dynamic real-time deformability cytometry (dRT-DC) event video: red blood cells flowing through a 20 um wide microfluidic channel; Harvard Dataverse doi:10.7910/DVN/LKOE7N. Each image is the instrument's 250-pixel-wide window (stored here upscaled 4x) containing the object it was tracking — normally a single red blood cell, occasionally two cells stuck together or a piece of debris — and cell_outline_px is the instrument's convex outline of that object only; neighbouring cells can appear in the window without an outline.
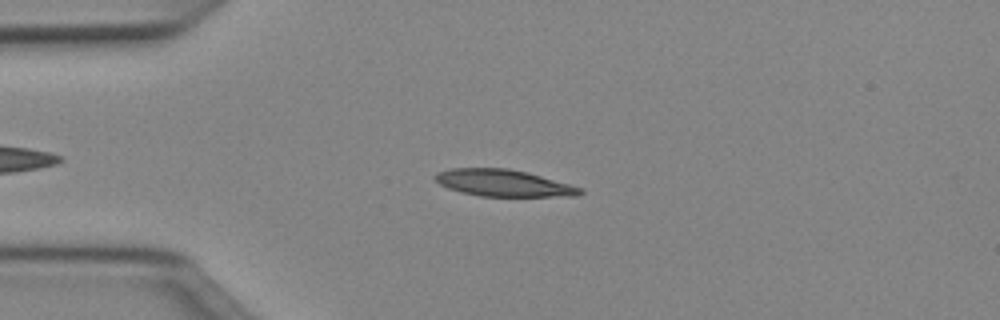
{"species": "Egyptian fruit bat (a non-hibernating species)", "species_latin": "Rousettus aegyptiacus", "temperature_condition": "cold", "stored_images_in_passage": 47, "camera_frame_rate_fps": 3000, "um_per_image_px": 0.085, "animal": {"sex": "female"}, "frame": {"image": 1, "passage_image": 9, "time_ms": 2.667, "image_size_px": [1000, 320], "cell_outline_px": [[584, 192], [580, 196], [480, 196], [460, 192], [448, 188], [440, 184], [436, 180], [436, 172], [452, 168], [508, 168], [528, 172], [584, 188]], "centroid_in_image_um": [42.84, 15.56], "position_along_channel_um": 42.2, "area_um2": 22.72}}
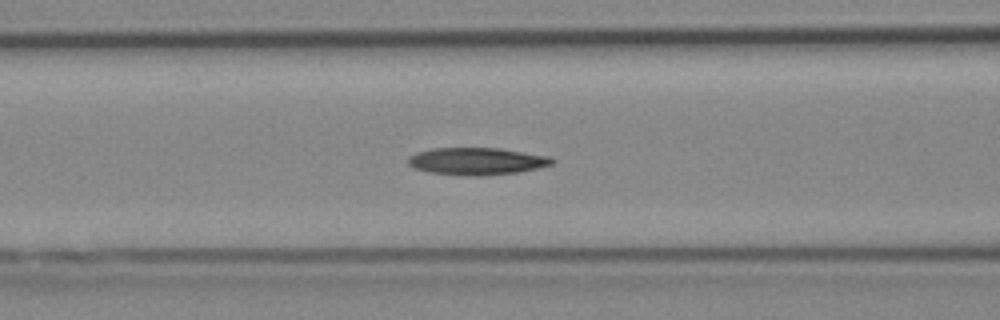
{"frame": {"image": 2, "passage_image": 17, "time_ms": 5.333, "image_size_px": [1000, 320], "cell_outline_px": [[556, 160], [552, 164], [520, 172], [484, 176], [472, 176], [428, 172], [412, 168], [408, 164], [408, 156], [416, 152], [432, 148], [500, 148], [552, 156]], "centroid_in_image_um": [40.53, 13.7], "position_along_channel_um": 126.1, "area_um2": 23.18}}
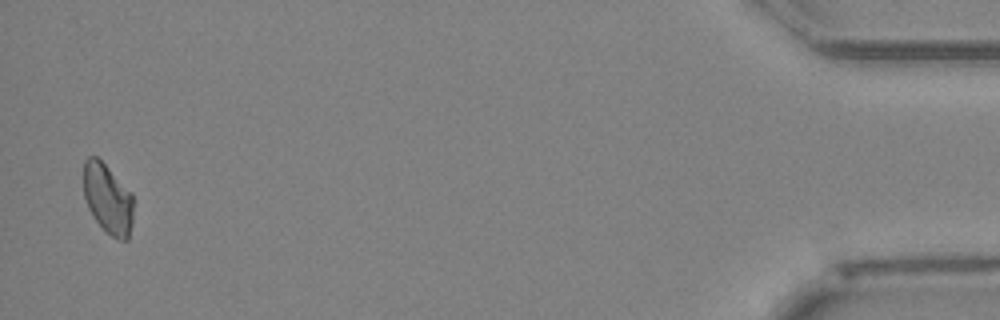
{"frame": {"image": 3, "passage_image": 46, "time_ms": 15.0, "image_size_px": [1000, 320], "cell_outline_px": [[132, 224], [128, 240], [120, 240], [112, 236], [96, 220], [88, 208], [84, 196], [84, 160], [88, 156], [96, 156], [132, 192]], "centroid_in_image_um": [9.16, 16.88], "position_along_channel_um": 426.0, "area_um2": 20.06}, "authors_computed_cell_mechanics": {"area_um2": 21.964, "velocity_mm_per_s": 4.0086, "shape_relaxation_time_tau1_ms": null, "shape_relaxation_time_tau2_ms": 5.592, "deformation_change_tau1": null, "deformation_change_tau2": 0.1235}}